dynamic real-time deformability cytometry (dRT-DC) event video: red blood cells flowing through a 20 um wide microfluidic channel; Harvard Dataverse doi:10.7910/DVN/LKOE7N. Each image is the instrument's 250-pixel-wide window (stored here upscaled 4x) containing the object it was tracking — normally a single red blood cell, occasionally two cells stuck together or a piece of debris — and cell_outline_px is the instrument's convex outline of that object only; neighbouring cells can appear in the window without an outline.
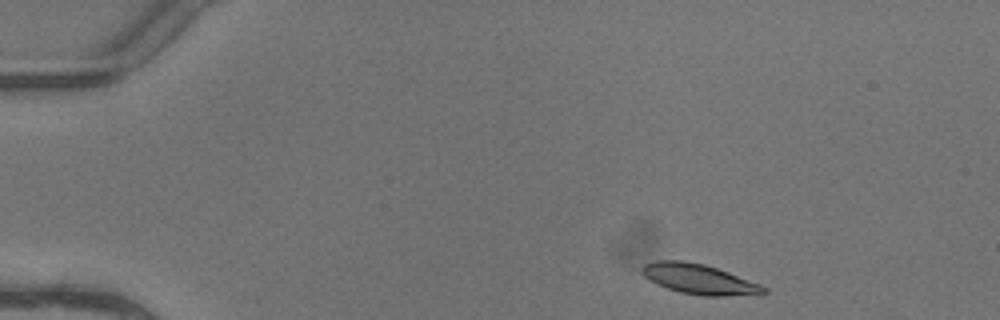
{"species": "common noctule bat (a hibernating species)", "species_latin": "Nyctalus noctula", "temperature_condition": "warm", "stored_images_in_passage": 3, "camera_frame_rate_fps": 3000, "um_per_image_px": 0.085, "animal": {"sex": "female"}, "frame": {"image": 1, "passage_image": 1, "time_ms": 0.0, "image_size_px": [1000, 320], "cell_outline_px": [[768, 292], [760, 296], [704, 296], [680, 292], [656, 284], [648, 280], [640, 272], [640, 268], [644, 264], [656, 260], [684, 260], [704, 264], [728, 272], [760, 284], [768, 288]], "centroid_in_image_um": [59.46, 23.74], "position_along_channel_um": 25.5, "area_um2": 21.79}}